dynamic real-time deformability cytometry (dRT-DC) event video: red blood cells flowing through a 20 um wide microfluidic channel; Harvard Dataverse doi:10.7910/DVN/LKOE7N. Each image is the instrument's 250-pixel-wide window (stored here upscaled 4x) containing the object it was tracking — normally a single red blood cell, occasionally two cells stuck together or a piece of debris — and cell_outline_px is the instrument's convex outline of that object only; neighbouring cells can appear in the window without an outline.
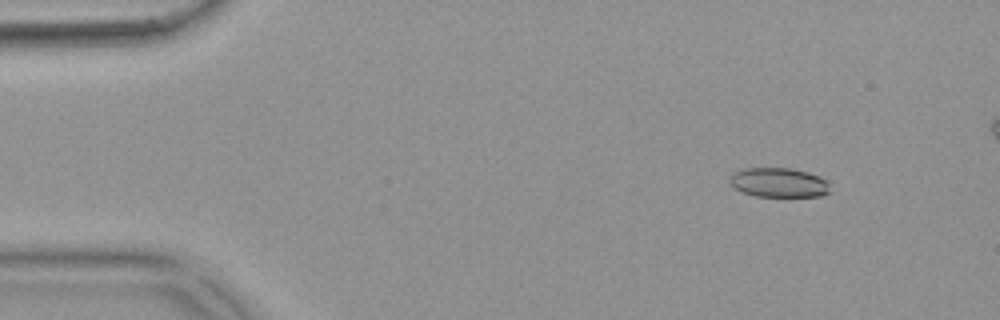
{"species": "common noctule bat (a hibernating species)", "species_latin": "Nyctalus noctula", "temperature_condition": "warm", "stored_images_in_passage": 57, "camera_frame_rate_fps": 3000, "um_per_image_px": 0.085, "animal": {"sex": "female", "body_mass_g": 18.4}, "frame": {"image": 1, "passage_image": 7, "time_ms": 2.0, "image_size_px": [1000, 320], "cell_outline_px": [[832, 192], [820, 196], [756, 196], [744, 192], [736, 188], [728, 180], [736, 172], [744, 168], [792, 168], [808, 172], [820, 176], [828, 180]], "centroid_in_image_um": [66.29, 15.51], "position_along_channel_um": 18.7, "area_um2": 17.22}}
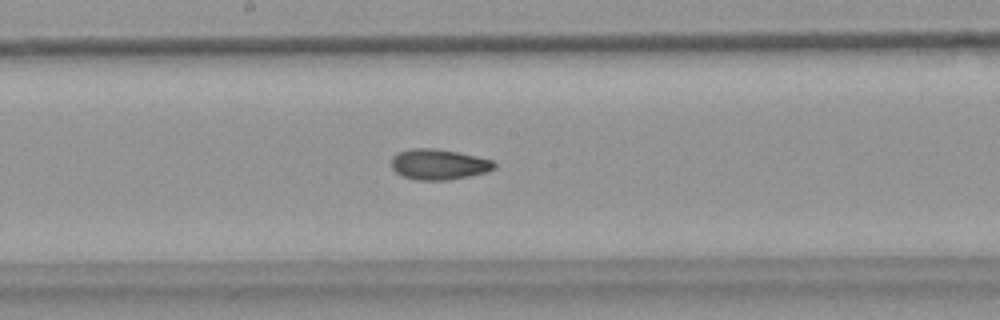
{"frame": {"image": 2, "passage_image": 30, "time_ms": 9.667, "image_size_px": [1000, 320], "cell_outline_px": [[496, 168], [488, 172], [448, 180], [416, 180], [404, 176], [396, 172], [392, 168], [392, 156], [400, 152], [412, 148], [436, 148], [476, 156], [492, 160], [496, 164]], "centroid_in_image_um": [37.31, 13.97], "position_along_channel_um": 210.9, "area_um2": 18.26}}
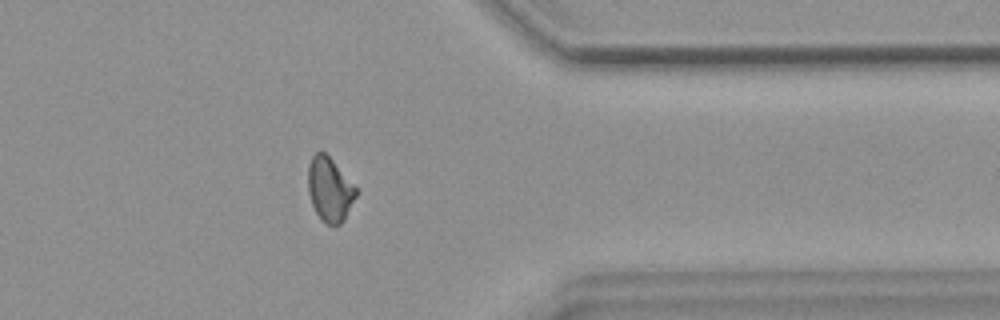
{"frame": {"image": 3, "passage_image": 45, "time_ms": 14.667, "image_size_px": [1000, 320], "cell_outline_px": [[356, 196], [344, 220], [340, 224], [324, 224], [320, 220], [312, 204], [308, 192], [308, 164], [312, 156], [320, 148], [332, 160], [356, 188]], "centroid_in_image_um": [27.99, 16.1], "position_along_channel_um": 383.4, "area_um2": 17.8}, "authors_computed_cell_mechanics": {"area_um2": 18.207, "velocity_mm_per_s": 3.6984, "shape_relaxation_time_tau1_ms": null, "shape_relaxation_time_tau2_ms": 3.5516, "deformation_change_tau1": null, "deformation_change_tau2": 0.0976}}